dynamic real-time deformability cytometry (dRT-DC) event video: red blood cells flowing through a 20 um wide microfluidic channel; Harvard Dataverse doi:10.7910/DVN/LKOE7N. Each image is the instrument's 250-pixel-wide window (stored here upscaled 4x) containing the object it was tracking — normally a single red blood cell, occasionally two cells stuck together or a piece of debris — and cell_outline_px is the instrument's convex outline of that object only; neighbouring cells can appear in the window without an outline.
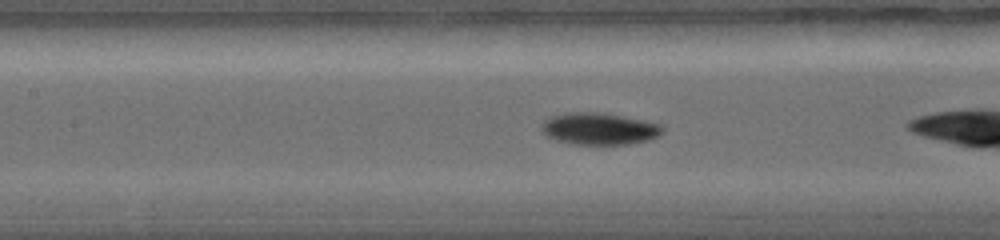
{"species": "common noctule bat (a hibernating species)", "species_latin": "Nyctalus noctula", "temperature_condition": "warm", "stored_images_in_passage": 9, "camera_frame_rate_fps": 5000, "um_per_image_px": 0.085, "animal": {"sex": "female", "body_mass_g": 19.0, "forearm_length_mm": 56.7}, "frame": {"image": 1, "passage_image": 6, "time_ms": 2.2, "image_size_px": [1000, 240], "cell_outline_px": [[664, 132], [660, 136], [648, 140], [628, 144], [568, 144], [544, 136], [540, 128], [540, 124], [544, 120], [552, 116], [568, 112], [600, 112], [644, 120], [664, 124]], "centroid_in_image_um": [50.93, 10.94], "position_along_channel_um": 156.5, "area_um2": 22.95}}